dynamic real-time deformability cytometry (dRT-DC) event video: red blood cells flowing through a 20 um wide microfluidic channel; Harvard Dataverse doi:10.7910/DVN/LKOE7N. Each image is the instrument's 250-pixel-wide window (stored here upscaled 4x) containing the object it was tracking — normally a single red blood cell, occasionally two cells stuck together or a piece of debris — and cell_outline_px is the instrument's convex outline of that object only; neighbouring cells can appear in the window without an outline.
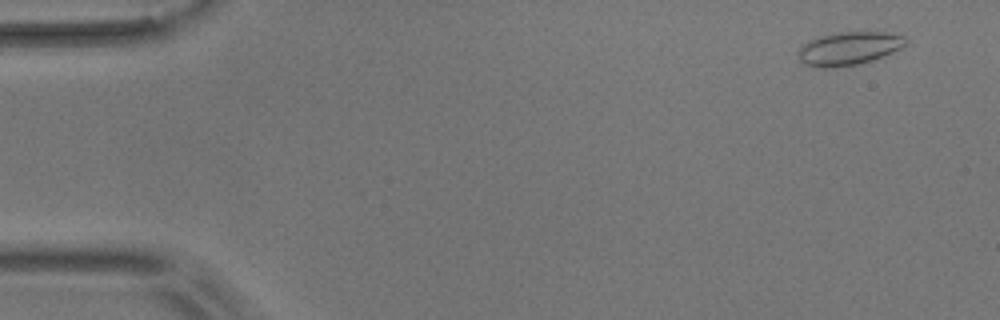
{"species": "common noctule bat (a hibernating species)", "species_latin": "Nyctalus noctula", "temperature_condition": "room temperature", "stored_images_in_passage": 8, "camera_frame_rate_fps": 3000, "um_per_image_px": 0.085, "animal": {"sex": "male", "body_mass_g": 17.9}, "frame": {"image": 1, "passage_image": 1, "time_ms": 0.0, "image_size_px": [1000, 320], "cell_outline_px": [[908, 44], [892, 52], [872, 60], [856, 64], [832, 68], [820, 68], [804, 64], [800, 60], [800, 48], [804, 44], [812, 40], [824, 36], [844, 32], [884, 32], [904, 36], [908, 40]], "centroid_in_image_um": [72.21, 4.13], "position_along_channel_um": 12.8, "area_um2": 20.35}}
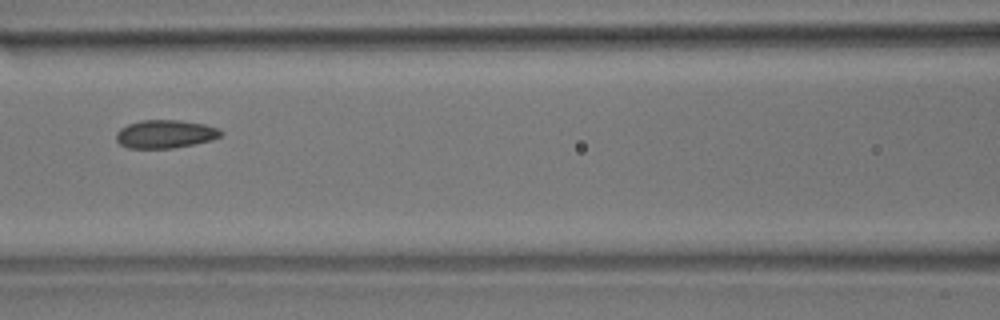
{"frame": {"image": 2, "passage_image": 7, "time_ms": 7.0, "image_size_px": [1000, 320], "cell_outline_px": [[224, 132], [220, 136], [212, 140], [172, 148], [128, 148], [120, 144], [116, 140], [116, 132], [120, 128], [128, 124], [140, 120], [180, 120], [204, 124], [220, 128]], "centroid_in_image_um": [14.04, 11.38], "position_along_channel_um": 152.6, "area_um2": 17.28}}
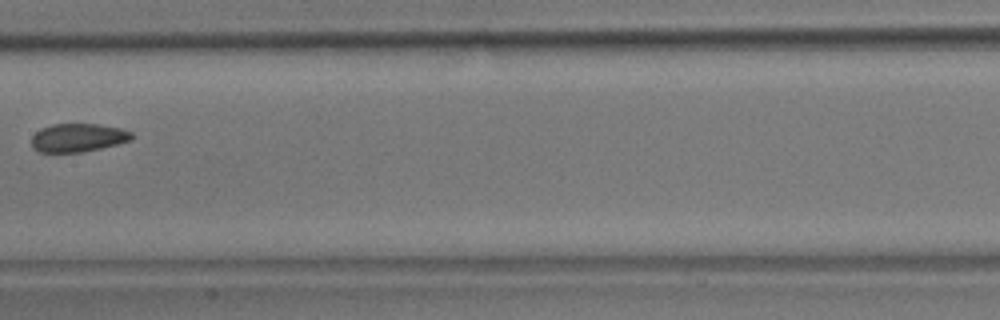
{"frame": {"image": 3, "passage_image": 8, "time_ms": 8.333, "image_size_px": [1000, 320], "cell_outline_px": [[136, 136], [132, 140], [84, 152], [36, 152], [32, 148], [32, 136], [40, 128], [52, 124], [96, 124], [120, 128], [132, 132]], "centroid_in_image_um": [6.63, 11.7], "position_along_channel_um": 200.8, "area_um2": 16.7}}